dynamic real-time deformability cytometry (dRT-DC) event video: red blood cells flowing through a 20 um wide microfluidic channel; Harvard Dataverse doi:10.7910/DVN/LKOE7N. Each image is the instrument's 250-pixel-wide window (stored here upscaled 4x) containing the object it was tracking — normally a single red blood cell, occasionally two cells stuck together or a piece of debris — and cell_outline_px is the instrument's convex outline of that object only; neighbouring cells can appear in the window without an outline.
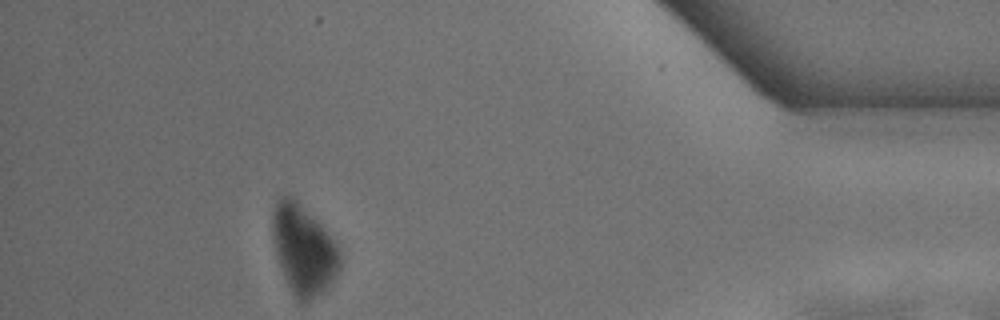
{"species": "common noctule bat (a hibernating species)", "species_latin": "Nyctalus noctula", "temperature_condition": "warm", "stored_images_in_passage": 40, "camera_frame_rate_fps": 3000, "um_per_image_px": 0.085, "animal": {"sex": "female"}, "frame": {"image": 1, "passage_image": 35, "time_ms": 11.333, "image_size_px": [1000, 320], "cell_outline_px": [[340, 268], [332, 280], [320, 292], [304, 304], [296, 304], [292, 296], [276, 256], [272, 236], [272, 212], [276, 200], [284, 196], [292, 196], [320, 224], [336, 244], [340, 252]], "centroid_in_image_um": [25.75, 21.25], "position_along_channel_um": 409.4, "area_um2": 34.91}}